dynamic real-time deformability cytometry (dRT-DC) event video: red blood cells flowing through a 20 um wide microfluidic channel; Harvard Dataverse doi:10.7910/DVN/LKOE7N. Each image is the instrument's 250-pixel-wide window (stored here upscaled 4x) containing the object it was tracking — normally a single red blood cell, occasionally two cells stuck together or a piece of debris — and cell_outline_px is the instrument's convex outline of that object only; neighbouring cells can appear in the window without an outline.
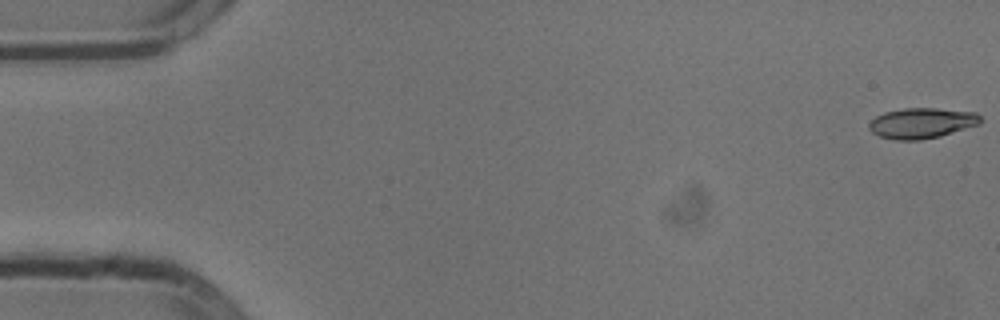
{"species": "common noctule bat (a hibernating species)", "species_latin": "Nyctalus noctula", "temperature_condition": "cold", "stored_images_in_passage": 54, "camera_frame_rate_fps": 3000, "um_per_image_px": 0.085, "animal": {"sex": "male", "body_mass_g": 13.3}, "frame": {"image": 1, "passage_image": 1, "time_ms": 0.0, "image_size_px": [1000, 320], "cell_outline_px": [[980, 124], [940, 136], [920, 140], [896, 140], [880, 136], [872, 132], [868, 128], [868, 124], [876, 116], [884, 112], [904, 108], [936, 108], [976, 112], [980, 116]], "centroid_in_image_um": [78.34, 10.46], "position_along_channel_um": 6.7, "area_um2": 19.77}}
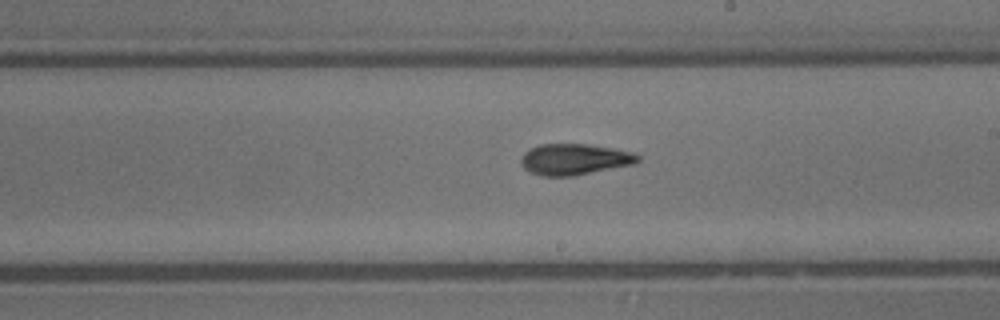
{"frame": {"image": 2, "passage_image": 31, "time_ms": 10.0, "image_size_px": [1000, 320], "cell_outline_px": [[640, 160], [636, 164], [572, 176], [544, 176], [532, 172], [524, 168], [520, 160], [520, 156], [524, 152], [540, 144], [588, 144], [636, 152], [640, 156]], "centroid_in_image_um": [48.88, 13.53], "position_along_channel_um": 240.1, "area_um2": 21.27}}
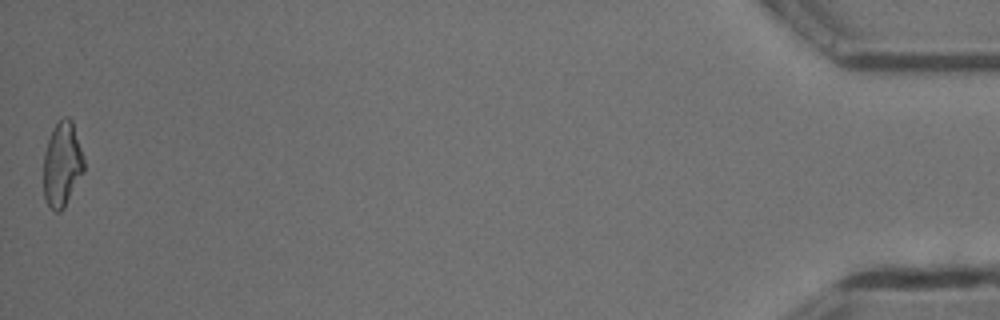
{"frame": {"image": 3, "passage_image": 54, "time_ms": 17.667, "image_size_px": [1000, 320], "cell_outline_px": [[84, 172], [64, 208], [60, 212], [56, 212], [48, 204], [44, 196], [44, 152], [48, 140], [56, 124], [64, 116], [68, 116], [72, 120], [84, 160]], "centroid_in_image_um": [5.29, 13.98], "position_along_channel_um": 429.9, "area_um2": 19.77}, "authors_computed_cell_mechanics": {"area_um2": 20.23, "velocity_mm_per_s": 3.8112, "shape_relaxation_time_tau1_ms": 5.7334, "shape_relaxation_time_tau2_ms": 4.1816, "deformation_change_tau1": 0.1691, "deformation_change_tau2": 0.1286}}